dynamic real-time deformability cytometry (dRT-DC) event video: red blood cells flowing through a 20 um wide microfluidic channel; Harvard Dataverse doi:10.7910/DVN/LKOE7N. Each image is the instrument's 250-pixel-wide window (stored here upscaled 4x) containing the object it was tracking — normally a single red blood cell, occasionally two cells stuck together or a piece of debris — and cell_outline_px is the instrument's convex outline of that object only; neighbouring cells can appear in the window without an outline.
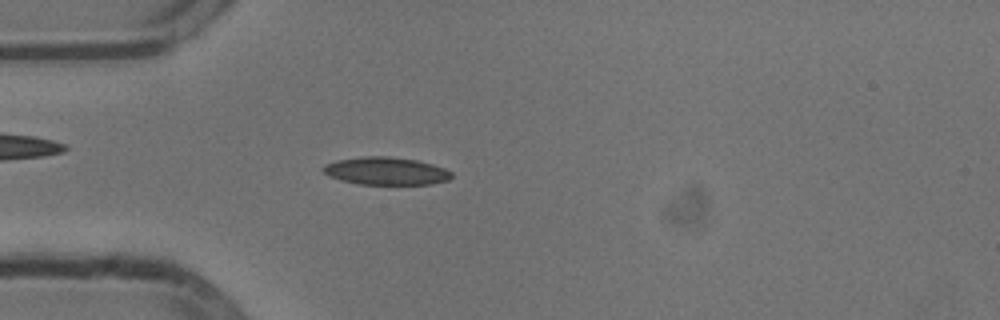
{"species": "common noctule bat (a hibernating species)", "species_latin": "Nyctalus noctula", "temperature_condition": "cold", "stored_images_in_passage": 53, "camera_frame_rate_fps": 3000, "um_per_image_px": 0.085, "animal": {"sex": "male", "body_mass_g": 13.3}, "frame": {"image": 1, "passage_image": 14, "time_ms": 4.333, "image_size_px": [1000, 320], "cell_outline_px": [[452, 176], [448, 180], [432, 184], [360, 184], [340, 180], [328, 176], [320, 168], [324, 164], [336, 160], [364, 156], [388, 156], [416, 160], [432, 164], [444, 168], [452, 172]], "centroid_in_image_um": [32.77, 14.53], "position_along_channel_um": 52.2, "area_um2": 20.81}}
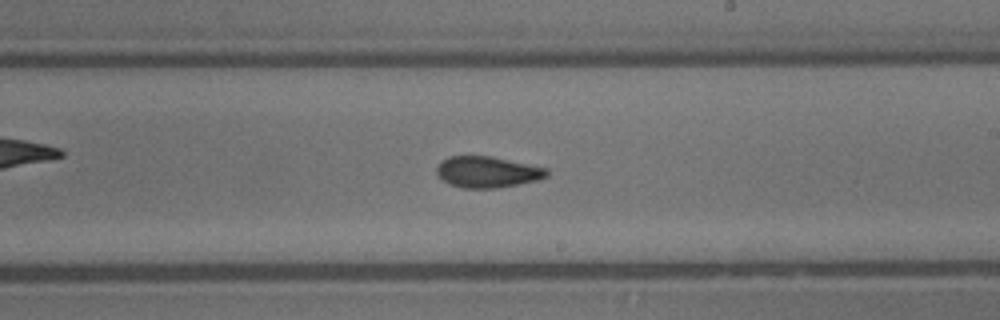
{"frame": {"image": 2, "passage_image": 30, "time_ms": 9.667, "image_size_px": [1000, 320], "cell_outline_px": [[548, 176], [540, 180], [520, 184], [496, 188], [464, 188], [448, 184], [436, 172], [436, 168], [448, 156], [488, 156], [548, 168]], "centroid_in_image_um": [41.46, 14.63], "position_along_channel_um": 247.5, "area_um2": 19.88}}
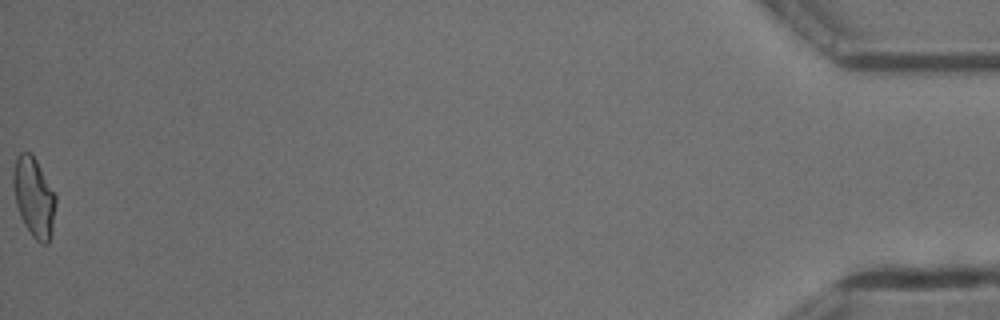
{"frame": {"image": 3, "passage_image": 53, "time_ms": 17.333, "image_size_px": [1000, 320], "cell_outline_px": [[56, 204], [52, 228], [48, 244], [40, 244], [32, 236], [24, 224], [20, 216], [16, 204], [12, 184], [12, 172], [16, 160], [20, 152], [32, 152], [56, 196]], "centroid_in_image_um": [2.87, 16.76], "position_along_channel_um": 432.3, "area_um2": 19.71}, "authors_computed_cell_mechanics": {"area_um2": 19.8254, "velocity_mm_per_s": 3.8063, "shape_relaxation_time_tau1_ms": null, "shape_relaxation_time_tau2_ms": 2.1463, "deformation_change_tau1": null, "deformation_change_tau2": 0.0748}}